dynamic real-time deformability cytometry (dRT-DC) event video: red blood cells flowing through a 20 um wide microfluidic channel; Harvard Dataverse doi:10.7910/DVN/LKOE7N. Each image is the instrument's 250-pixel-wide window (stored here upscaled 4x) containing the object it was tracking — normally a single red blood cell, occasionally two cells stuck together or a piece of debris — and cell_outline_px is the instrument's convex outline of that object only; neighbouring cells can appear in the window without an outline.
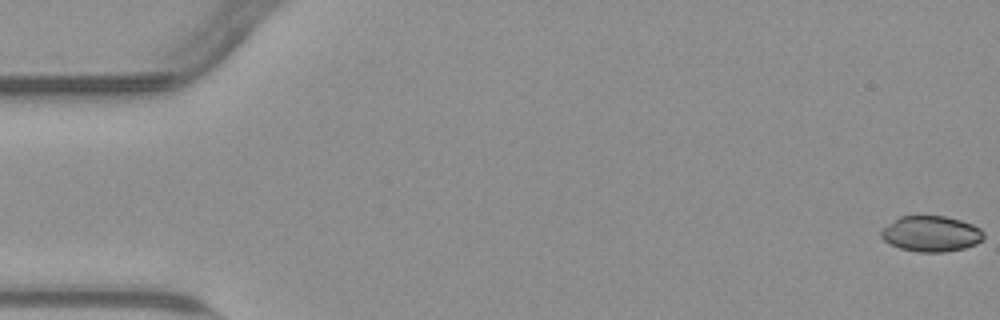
{"species": "common noctule bat (a hibernating species)", "species_latin": "Nyctalus noctula", "temperature_condition": "warm", "stored_images_in_passage": 55, "camera_frame_rate_fps": 3000, "um_per_image_px": 0.085, "animal": {"sex": "male", "body_mass_g": 23.1, "forearm_length_mm": 52.7}, "frame": {"image": 1, "passage_image": 1, "time_ms": 0.0, "image_size_px": [1000, 320], "cell_outline_px": [[984, 236], [976, 244], [964, 248], [944, 252], [920, 252], [900, 248], [888, 244], [880, 236], [880, 228], [900, 216], [944, 216], [960, 220], [972, 224], [980, 228], [984, 232]], "centroid_in_image_um": [79.1, 19.87], "position_along_channel_um": 5.9, "area_um2": 21.44}}
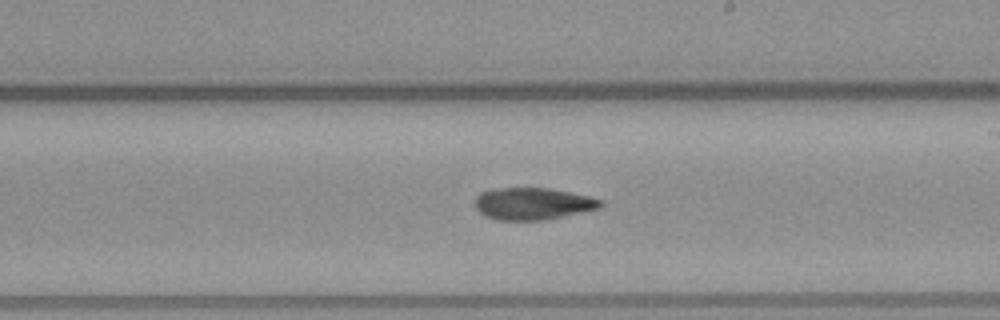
{"frame": {"image": 2, "passage_image": 32, "time_ms": 10.333, "image_size_px": [1000, 320], "cell_outline_px": [[604, 204], [600, 208], [544, 220], [496, 220], [480, 212], [476, 208], [476, 196], [480, 192], [492, 188], [548, 188], [588, 196], [604, 200]], "centroid_in_image_um": [45.29, 17.31], "position_along_channel_um": 243.7, "area_um2": 23.35}}
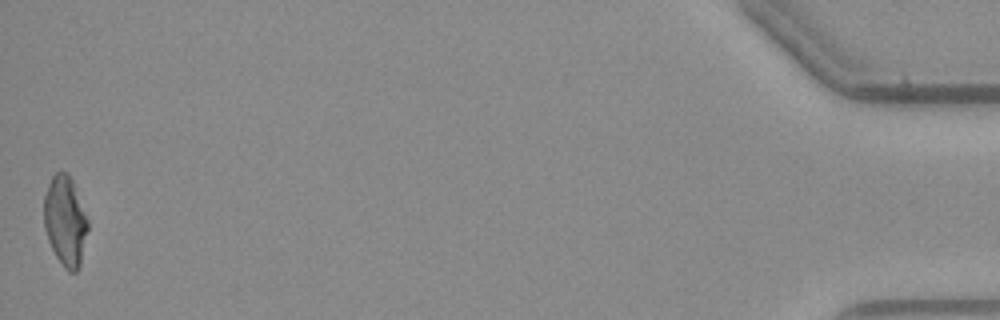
{"frame": {"image": 3, "passage_image": 55, "time_ms": 18.0, "image_size_px": [1000, 320], "cell_outline_px": [[88, 228], [80, 264], [76, 272], [68, 272], [64, 268], [56, 256], [48, 240], [44, 228], [44, 196], [48, 184], [52, 176], [56, 172], [68, 172], [72, 180], [88, 220]], "centroid_in_image_um": [5.53, 18.78], "position_along_channel_um": 429.7, "area_um2": 22.89}, "authors_computed_cell_mechanics": {"area_um2": 23.4668, "velocity_mm_per_s": 3.7885, "shape_relaxation_time_tau1_ms": null, "shape_relaxation_time_tau2_ms": 2.6781, "deformation_change_tau1": null, "deformation_change_tau2": 0.0679}}